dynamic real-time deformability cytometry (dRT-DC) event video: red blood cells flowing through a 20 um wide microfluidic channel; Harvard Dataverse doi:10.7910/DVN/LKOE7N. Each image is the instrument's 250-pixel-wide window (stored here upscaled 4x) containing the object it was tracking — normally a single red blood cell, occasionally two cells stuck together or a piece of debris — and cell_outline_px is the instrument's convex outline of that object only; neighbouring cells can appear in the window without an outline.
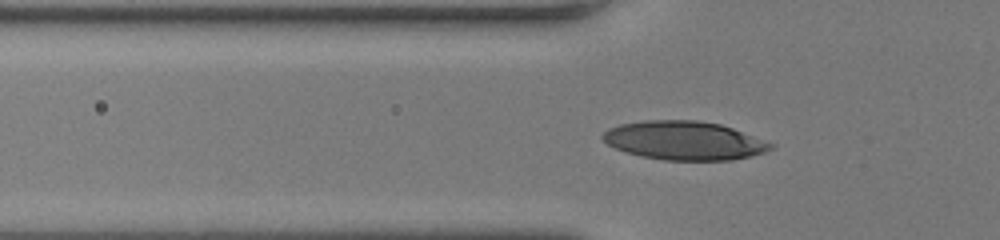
{"species": "human", "species_latin": "Homo sapiens", "temperature_condition": "room temperature", "stored_images_in_passage": 39, "camera_frame_rate_fps": 3000, "um_per_image_px": 0.085, "donor": {"sex": "female"}, "frame": {"image": 1, "passage_image": 8, "time_ms": 2.333, "image_size_px": [1000, 240], "cell_outline_px": [[776, 144], [772, 148], [764, 152], [752, 156], [732, 160], [664, 160], [640, 156], [624, 152], [608, 144], [600, 136], [608, 128], [620, 124], [644, 120], [696, 120], [720, 124], [732, 128]], "centroid_in_image_um": [58.15, 11.95], "position_along_channel_um": 67.6, "area_um2": 37.97}}
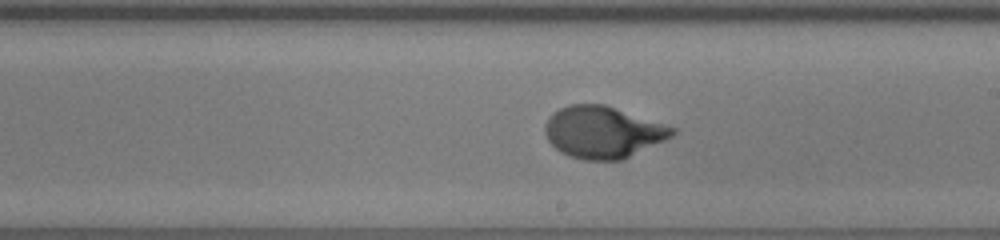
{"frame": {"image": 2, "passage_image": 21, "time_ms": 6.667, "image_size_px": [1000, 240], "cell_outline_px": [[676, 132], [672, 136], [624, 160], [584, 160], [568, 156], [560, 152], [548, 140], [544, 132], [544, 124], [552, 112], [568, 104], [604, 104], [676, 128]], "centroid_in_image_um": [51.21, 11.24], "position_along_channel_um": 237.8, "area_um2": 38.49}}
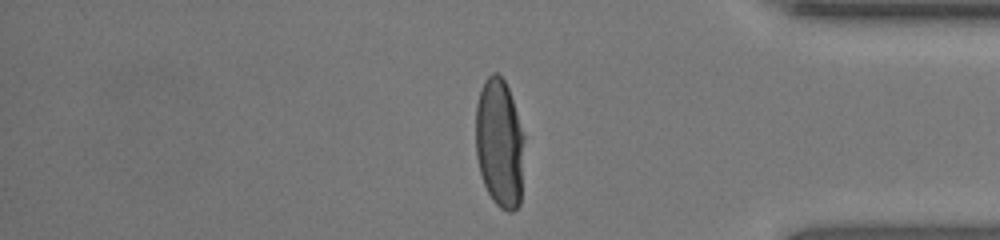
{"frame": {"image": 3, "passage_image": 34, "time_ms": 11.0, "image_size_px": [1000, 240], "cell_outline_px": [[524, 140], [520, 204], [512, 212], [508, 212], [500, 208], [492, 200], [484, 184], [480, 172], [476, 156], [476, 104], [484, 80], [492, 72], [496, 72], [504, 80], [508, 88], [524, 136]], "centroid_in_image_um": [42.45, 12.19], "position_along_channel_um": 392.8, "area_um2": 36.47}}